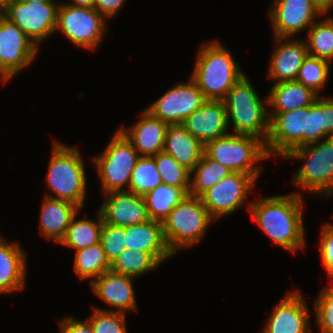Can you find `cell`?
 <instances>
[{"label":"cell","instance_id":"obj_1","mask_svg":"<svg viewBox=\"0 0 333 333\" xmlns=\"http://www.w3.org/2000/svg\"><path fill=\"white\" fill-rule=\"evenodd\" d=\"M302 198L300 193L259 198L248 209L265 234L295 252L305 246Z\"/></svg>","mask_w":333,"mask_h":333},{"label":"cell","instance_id":"obj_2","mask_svg":"<svg viewBox=\"0 0 333 333\" xmlns=\"http://www.w3.org/2000/svg\"><path fill=\"white\" fill-rule=\"evenodd\" d=\"M197 53L191 78L206 100H223L245 74L233 55L218 41L202 45Z\"/></svg>","mask_w":333,"mask_h":333},{"label":"cell","instance_id":"obj_3","mask_svg":"<svg viewBox=\"0 0 333 333\" xmlns=\"http://www.w3.org/2000/svg\"><path fill=\"white\" fill-rule=\"evenodd\" d=\"M222 101L228 127L232 121L235 134L255 136L266 143L270 130L269 111L246 75L229 89Z\"/></svg>","mask_w":333,"mask_h":333},{"label":"cell","instance_id":"obj_4","mask_svg":"<svg viewBox=\"0 0 333 333\" xmlns=\"http://www.w3.org/2000/svg\"><path fill=\"white\" fill-rule=\"evenodd\" d=\"M46 182L55 193L47 197L69 201L80 208L84 206L87 178L84 160L79 150L54 141Z\"/></svg>","mask_w":333,"mask_h":333},{"label":"cell","instance_id":"obj_5","mask_svg":"<svg viewBox=\"0 0 333 333\" xmlns=\"http://www.w3.org/2000/svg\"><path fill=\"white\" fill-rule=\"evenodd\" d=\"M325 139L322 142L291 149L283 157L305 160L302 167L294 174L292 184L312 195L317 193L329 198L333 194V136Z\"/></svg>","mask_w":333,"mask_h":333},{"label":"cell","instance_id":"obj_6","mask_svg":"<svg viewBox=\"0 0 333 333\" xmlns=\"http://www.w3.org/2000/svg\"><path fill=\"white\" fill-rule=\"evenodd\" d=\"M204 154L232 172L249 174L255 179L259 177L261 170L256 162L269 158L265 143L261 139L235 133L207 142L204 145Z\"/></svg>","mask_w":333,"mask_h":333},{"label":"cell","instance_id":"obj_7","mask_svg":"<svg viewBox=\"0 0 333 333\" xmlns=\"http://www.w3.org/2000/svg\"><path fill=\"white\" fill-rule=\"evenodd\" d=\"M212 220L200 197L187 195L162 221L164 237L172 254L200 241Z\"/></svg>","mask_w":333,"mask_h":333},{"label":"cell","instance_id":"obj_8","mask_svg":"<svg viewBox=\"0 0 333 333\" xmlns=\"http://www.w3.org/2000/svg\"><path fill=\"white\" fill-rule=\"evenodd\" d=\"M140 158L131 142L118 129L105 151L92 160L96 165L103 193L125 191L129 187L133 169Z\"/></svg>","mask_w":333,"mask_h":333},{"label":"cell","instance_id":"obj_9","mask_svg":"<svg viewBox=\"0 0 333 333\" xmlns=\"http://www.w3.org/2000/svg\"><path fill=\"white\" fill-rule=\"evenodd\" d=\"M105 21L106 18L94 7H75L64 2L58 8L56 31L60 30L78 47L93 50L104 37Z\"/></svg>","mask_w":333,"mask_h":333},{"label":"cell","instance_id":"obj_10","mask_svg":"<svg viewBox=\"0 0 333 333\" xmlns=\"http://www.w3.org/2000/svg\"><path fill=\"white\" fill-rule=\"evenodd\" d=\"M59 5L54 0L47 3L9 0L3 15L38 48L39 43L56 31Z\"/></svg>","mask_w":333,"mask_h":333},{"label":"cell","instance_id":"obj_11","mask_svg":"<svg viewBox=\"0 0 333 333\" xmlns=\"http://www.w3.org/2000/svg\"><path fill=\"white\" fill-rule=\"evenodd\" d=\"M38 48L13 22L0 15V80L7 82L29 66Z\"/></svg>","mask_w":333,"mask_h":333},{"label":"cell","instance_id":"obj_12","mask_svg":"<svg viewBox=\"0 0 333 333\" xmlns=\"http://www.w3.org/2000/svg\"><path fill=\"white\" fill-rule=\"evenodd\" d=\"M255 181L257 180L252 175L231 172L204 192L200 199L213 221L223 215L232 214L243 205Z\"/></svg>","mask_w":333,"mask_h":333},{"label":"cell","instance_id":"obj_13","mask_svg":"<svg viewBox=\"0 0 333 333\" xmlns=\"http://www.w3.org/2000/svg\"><path fill=\"white\" fill-rule=\"evenodd\" d=\"M205 101L202 91L190 77L189 82L168 89L145 110L167 124H182Z\"/></svg>","mask_w":333,"mask_h":333},{"label":"cell","instance_id":"obj_14","mask_svg":"<svg viewBox=\"0 0 333 333\" xmlns=\"http://www.w3.org/2000/svg\"><path fill=\"white\" fill-rule=\"evenodd\" d=\"M270 130L265 143L268 156H285L291 149L303 146L306 132V107L269 113Z\"/></svg>","mask_w":333,"mask_h":333},{"label":"cell","instance_id":"obj_15","mask_svg":"<svg viewBox=\"0 0 333 333\" xmlns=\"http://www.w3.org/2000/svg\"><path fill=\"white\" fill-rule=\"evenodd\" d=\"M269 11L275 37H292L310 28L323 15L312 0H273ZM316 18V19H315Z\"/></svg>","mask_w":333,"mask_h":333},{"label":"cell","instance_id":"obj_16","mask_svg":"<svg viewBox=\"0 0 333 333\" xmlns=\"http://www.w3.org/2000/svg\"><path fill=\"white\" fill-rule=\"evenodd\" d=\"M104 195L105 201L98 209L104 223L126 227L142 224L150 219L142 195L127 190L112 191Z\"/></svg>","mask_w":333,"mask_h":333},{"label":"cell","instance_id":"obj_17","mask_svg":"<svg viewBox=\"0 0 333 333\" xmlns=\"http://www.w3.org/2000/svg\"><path fill=\"white\" fill-rule=\"evenodd\" d=\"M307 307L298 290L288 292L271 312L262 333H310Z\"/></svg>","mask_w":333,"mask_h":333},{"label":"cell","instance_id":"obj_18","mask_svg":"<svg viewBox=\"0 0 333 333\" xmlns=\"http://www.w3.org/2000/svg\"><path fill=\"white\" fill-rule=\"evenodd\" d=\"M182 125L204 145L228 132L227 113L222 100H206Z\"/></svg>","mask_w":333,"mask_h":333},{"label":"cell","instance_id":"obj_19","mask_svg":"<svg viewBox=\"0 0 333 333\" xmlns=\"http://www.w3.org/2000/svg\"><path fill=\"white\" fill-rule=\"evenodd\" d=\"M278 47L270 58L268 79L275 83L296 80L302 63L309 55L306 40H289V37H275Z\"/></svg>","mask_w":333,"mask_h":333},{"label":"cell","instance_id":"obj_20","mask_svg":"<svg viewBox=\"0 0 333 333\" xmlns=\"http://www.w3.org/2000/svg\"><path fill=\"white\" fill-rule=\"evenodd\" d=\"M131 128H118L131 142L140 156H154L163 151L168 124L152 116L147 110Z\"/></svg>","mask_w":333,"mask_h":333},{"label":"cell","instance_id":"obj_21","mask_svg":"<svg viewBox=\"0 0 333 333\" xmlns=\"http://www.w3.org/2000/svg\"><path fill=\"white\" fill-rule=\"evenodd\" d=\"M132 280L134 277L108 270L91 282V286L99 298L116 308L107 311L125 313L126 310L137 309Z\"/></svg>","mask_w":333,"mask_h":333},{"label":"cell","instance_id":"obj_22","mask_svg":"<svg viewBox=\"0 0 333 333\" xmlns=\"http://www.w3.org/2000/svg\"><path fill=\"white\" fill-rule=\"evenodd\" d=\"M125 235L126 248L149 252L160 264L173 256L160 221L149 219L142 224L126 226Z\"/></svg>","mask_w":333,"mask_h":333},{"label":"cell","instance_id":"obj_23","mask_svg":"<svg viewBox=\"0 0 333 333\" xmlns=\"http://www.w3.org/2000/svg\"><path fill=\"white\" fill-rule=\"evenodd\" d=\"M163 151L191 171L204 154V144L182 124H168Z\"/></svg>","mask_w":333,"mask_h":333},{"label":"cell","instance_id":"obj_24","mask_svg":"<svg viewBox=\"0 0 333 333\" xmlns=\"http://www.w3.org/2000/svg\"><path fill=\"white\" fill-rule=\"evenodd\" d=\"M40 214V233L60 243L80 207L62 199L45 197Z\"/></svg>","mask_w":333,"mask_h":333},{"label":"cell","instance_id":"obj_25","mask_svg":"<svg viewBox=\"0 0 333 333\" xmlns=\"http://www.w3.org/2000/svg\"><path fill=\"white\" fill-rule=\"evenodd\" d=\"M26 253L19 243H8L0 235V293L22 290L25 286Z\"/></svg>","mask_w":333,"mask_h":333},{"label":"cell","instance_id":"obj_26","mask_svg":"<svg viewBox=\"0 0 333 333\" xmlns=\"http://www.w3.org/2000/svg\"><path fill=\"white\" fill-rule=\"evenodd\" d=\"M268 95L264 102L274 107V110L269 113H280L311 106L318 97L310 88L296 80L275 83Z\"/></svg>","mask_w":333,"mask_h":333},{"label":"cell","instance_id":"obj_27","mask_svg":"<svg viewBox=\"0 0 333 333\" xmlns=\"http://www.w3.org/2000/svg\"><path fill=\"white\" fill-rule=\"evenodd\" d=\"M333 136V98L320 97L306 107V132L303 146Z\"/></svg>","mask_w":333,"mask_h":333},{"label":"cell","instance_id":"obj_28","mask_svg":"<svg viewBox=\"0 0 333 333\" xmlns=\"http://www.w3.org/2000/svg\"><path fill=\"white\" fill-rule=\"evenodd\" d=\"M187 195L180 187L164 183L158 185L143 196L149 218L162 222Z\"/></svg>","mask_w":333,"mask_h":333},{"label":"cell","instance_id":"obj_29","mask_svg":"<svg viewBox=\"0 0 333 333\" xmlns=\"http://www.w3.org/2000/svg\"><path fill=\"white\" fill-rule=\"evenodd\" d=\"M75 215L60 244L73 248L75 251L100 243L103 218L98 210V221L90 219L76 220Z\"/></svg>","mask_w":333,"mask_h":333},{"label":"cell","instance_id":"obj_30","mask_svg":"<svg viewBox=\"0 0 333 333\" xmlns=\"http://www.w3.org/2000/svg\"><path fill=\"white\" fill-rule=\"evenodd\" d=\"M232 171L219 162L212 160L205 154L199 163L191 170L193 178H190V189L188 195L200 197L221 179L226 178Z\"/></svg>","mask_w":333,"mask_h":333},{"label":"cell","instance_id":"obj_31","mask_svg":"<svg viewBox=\"0 0 333 333\" xmlns=\"http://www.w3.org/2000/svg\"><path fill=\"white\" fill-rule=\"evenodd\" d=\"M74 271L80 279L92 278L93 282L100 275L110 270L103 246L100 243L75 251Z\"/></svg>","mask_w":333,"mask_h":333},{"label":"cell","instance_id":"obj_32","mask_svg":"<svg viewBox=\"0 0 333 333\" xmlns=\"http://www.w3.org/2000/svg\"><path fill=\"white\" fill-rule=\"evenodd\" d=\"M161 264L146 251H132L126 248L120 255L110 264V270L131 277L142 276L146 272H150Z\"/></svg>","mask_w":333,"mask_h":333},{"label":"cell","instance_id":"obj_33","mask_svg":"<svg viewBox=\"0 0 333 333\" xmlns=\"http://www.w3.org/2000/svg\"><path fill=\"white\" fill-rule=\"evenodd\" d=\"M307 48L310 56L333 60V19L315 22L308 30Z\"/></svg>","mask_w":333,"mask_h":333},{"label":"cell","instance_id":"obj_34","mask_svg":"<svg viewBox=\"0 0 333 333\" xmlns=\"http://www.w3.org/2000/svg\"><path fill=\"white\" fill-rule=\"evenodd\" d=\"M153 156H140L133 172L127 191L144 196L147 192L162 184Z\"/></svg>","mask_w":333,"mask_h":333},{"label":"cell","instance_id":"obj_35","mask_svg":"<svg viewBox=\"0 0 333 333\" xmlns=\"http://www.w3.org/2000/svg\"><path fill=\"white\" fill-rule=\"evenodd\" d=\"M164 184L182 188L187 194L190 189L191 171L179 164L170 154L161 151L153 156Z\"/></svg>","mask_w":333,"mask_h":333},{"label":"cell","instance_id":"obj_36","mask_svg":"<svg viewBox=\"0 0 333 333\" xmlns=\"http://www.w3.org/2000/svg\"><path fill=\"white\" fill-rule=\"evenodd\" d=\"M330 62L308 55L299 69L296 81L310 88L317 95L328 79Z\"/></svg>","mask_w":333,"mask_h":333},{"label":"cell","instance_id":"obj_37","mask_svg":"<svg viewBox=\"0 0 333 333\" xmlns=\"http://www.w3.org/2000/svg\"><path fill=\"white\" fill-rule=\"evenodd\" d=\"M94 308L87 321L94 333H127L125 313Z\"/></svg>","mask_w":333,"mask_h":333},{"label":"cell","instance_id":"obj_38","mask_svg":"<svg viewBox=\"0 0 333 333\" xmlns=\"http://www.w3.org/2000/svg\"><path fill=\"white\" fill-rule=\"evenodd\" d=\"M125 227L115 226L103 222L100 242L105 256L111 264L121 252L126 249Z\"/></svg>","mask_w":333,"mask_h":333},{"label":"cell","instance_id":"obj_39","mask_svg":"<svg viewBox=\"0 0 333 333\" xmlns=\"http://www.w3.org/2000/svg\"><path fill=\"white\" fill-rule=\"evenodd\" d=\"M317 296L314 309L320 333H333V287L323 288Z\"/></svg>","mask_w":333,"mask_h":333},{"label":"cell","instance_id":"obj_40","mask_svg":"<svg viewBox=\"0 0 333 333\" xmlns=\"http://www.w3.org/2000/svg\"><path fill=\"white\" fill-rule=\"evenodd\" d=\"M320 256L328 276L333 280V224L325 223L321 228Z\"/></svg>","mask_w":333,"mask_h":333},{"label":"cell","instance_id":"obj_41","mask_svg":"<svg viewBox=\"0 0 333 333\" xmlns=\"http://www.w3.org/2000/svg\"><path fill=\"white\" fill-rule=\"evenodd\" d=\"M60 323V333H94L90 323L76 318L65 317Z\"/></svg>","mask_w":333,"mask_h":333},{"label":"cell","instance_id":"obj_42","mask_svg":"<svg viewBox=\"0 0 333 333\" xmlns=\"http://www.w3.org/2000/svg\"><path fill=\"white\" fill-rule=\"evenodd\" d=\"M125 0H94V8L106 19L115 17Z\"/></svg>","mask_w":333,"mask_h":333},{"label":"cell","instance_id":"obj_43","mask_svg":"<svg viewBox=\"0 0 333 333\" xmlns=\"http://www.w3.org/2000/svg\"><path fill=\"white\" fill-rule=\"evenodd\" d=\"M312 3L323 15L328 13L333 6V0H312Z\"/></svg>","mask_w":333,"mask_h":333},{"label":"cell","instance_id":"obj_44","mask_svg":"<svg viewBox=\"0 0 333 333\" xmlns=\"http://www.w3.org/2000/svg\"><path fill=\"white\" fill-rule=\"evenodd\" d=\"M75 7L89 8L94 7V0H73V2L66 3Z\"/></svg>","mask_w":333,"mask_h":333},{"label":"cell","instance_id":"obj_45","mask_svg":"<svg viewBox=\"0 0 333 333\" xmlns=\"http://www.w3.org/2000/svg\"><path fill=\"white\" fill-rule=\"evenodd\" d=\"M9 0H0V15L4 14Z\"/></svg>","mask_w":333,"mask_h":333},{"label":"cell","instance_id":"obj_46","mask_svg":"<svg viewBox=\"0 0 333 333\" xmlns=\"http://www.w3.org/2000/svg\"><path fill=\"white\" fill-rule=\"evenodd\" d=\"M21 2H27V3H31V2H34V3H47V2H50V1H53V0H19Z\"/></svg>","mask_w":333,"mask_h":333}]
</instances>
